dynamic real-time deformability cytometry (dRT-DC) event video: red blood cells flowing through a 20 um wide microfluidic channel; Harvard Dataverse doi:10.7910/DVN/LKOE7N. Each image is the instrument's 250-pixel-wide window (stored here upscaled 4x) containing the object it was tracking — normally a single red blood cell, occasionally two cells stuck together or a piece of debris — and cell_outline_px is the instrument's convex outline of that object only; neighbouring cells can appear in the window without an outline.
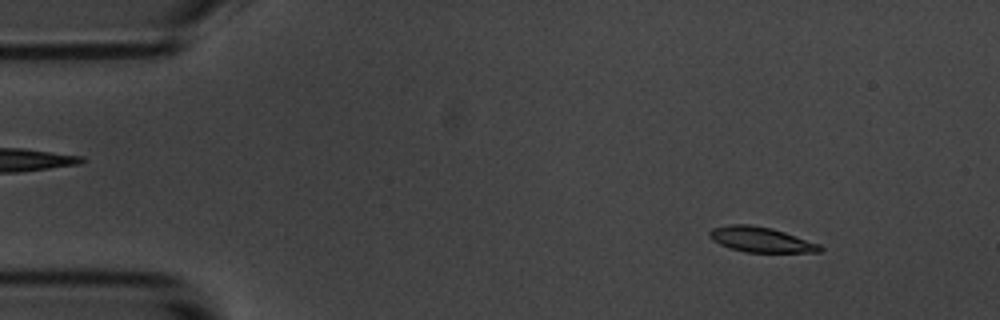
{"species": "common noctule bat (a hibernating species)", "species_latin": "Nyctalus noctula", "temperature_condition": "room temperature", "stored_images_in_passage": 52, "segment_of_instrument_passage": [1, 2], "camera_frame_rate_fps": 3000, "um_per_image_px": 0.085, "animal": {"sex": "male", "body_mass_g": 20.1, "forearm_length_mm": 53.5}, "frame": {"image": 1, "passage_image": 1, "time_ms": 0.0, "image_size_px": [1000, 320], "cell_outline_px": [[824, 248], [820, 252], [744, 252], [720, 244], [712, 240], [708, 236], [708, 232], [712, 228], [732, 224], [748, 224], [772, 228], [820, 244]], "centroid_in_image_um": [64.67, 20.36], "position_along_channel_um": 20.3, "area_um2": 16.13}}
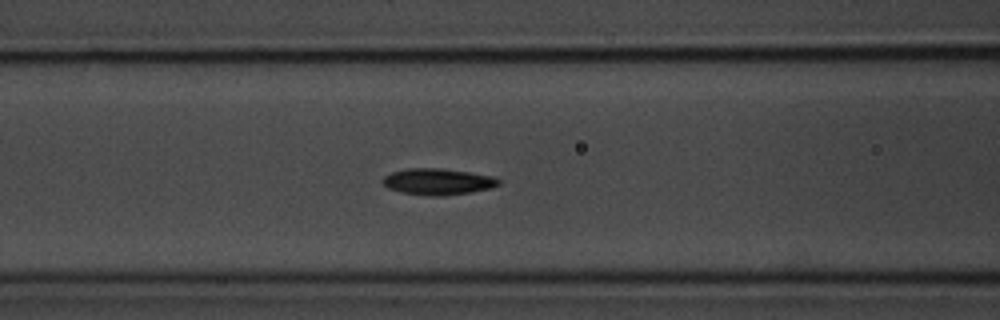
{"frame": {"image": 2, "passage_image": 17, "time_ms": 5.333, "image_size_px": [1000, 320], "cell_outline_px": [[500, 184], [488, 188], [472, 192], [444, 196], [428, 196], [400, 192], [388, 188], [384, 184], [384, 176], [392, 172], [408, 168], [440, 168], [496, 176], [500, 180]], "centroid_in_image_um": [37.23, 15.44], "position_along_channel_um": 129.4, "area_um2": 17.8}}
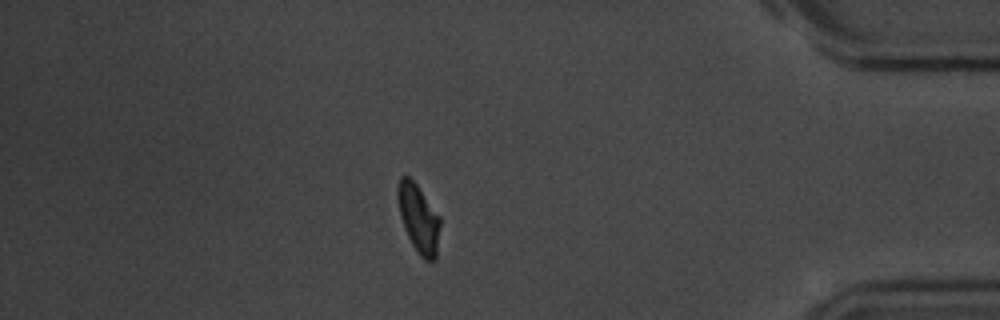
{"frame": {"image": 3, "passage_image": 43, "time_ms": 14.0, "image_size_px": [1000, 320], "cell_outline_px": [[440, 224], [436, 260], [424, 260], [420, 256], [412, 244], [404, 228], [400, 216], [396, 196], [396, 188], [400, 176], [408, 176], [416, 184], [440, 216]], "centroid_in_image_um": [35.56, 18.56], "position_along_channel_um": 399.6, "area_um2": 16.94}}